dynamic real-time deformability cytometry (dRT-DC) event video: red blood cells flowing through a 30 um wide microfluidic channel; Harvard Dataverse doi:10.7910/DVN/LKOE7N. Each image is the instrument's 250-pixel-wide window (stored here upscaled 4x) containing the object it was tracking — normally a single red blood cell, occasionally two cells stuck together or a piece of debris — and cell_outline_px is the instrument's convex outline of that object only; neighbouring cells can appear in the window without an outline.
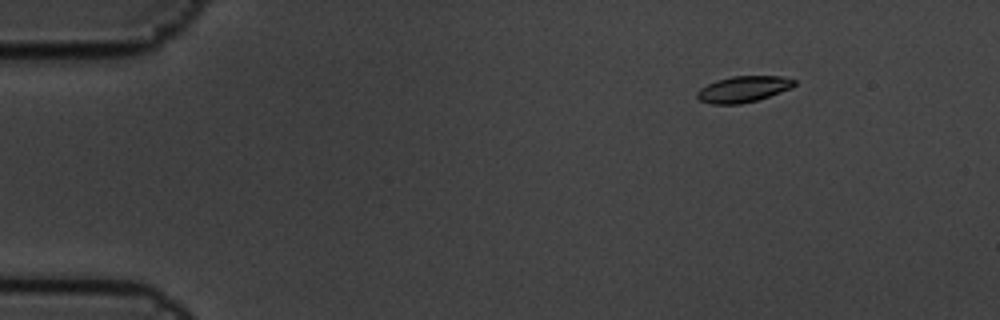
{"species": "common noctule bat (a hibernating species)", "species_latin": "Nyctalus noctula", "temperature_condition": "cold", "stored_images_in_passage": 5, "camera_frame_rate_fps": 3000, "um_per_image_px": 0.085, "animal": {"sex": "male", "body_mass_g": 19.5, "forearm_length_mm": 54.6}, "frame": {"image": 1, "passage_image": 2, "time_ms": 0.333, "image_size_px": [1000, 320], "cell_outline_px": [[796, 84], [792, 88], [756, 100], [740, 104], [712, 104], [700, 100], [696, 96], [696, 92], [700, 88], [716, 80], [732, 76], [784, 76], [796, 80]], "centroid_in_image_um": [63.19, 7.57], "position_along_channel_um": 21.8, "area_um2": 14.8}}
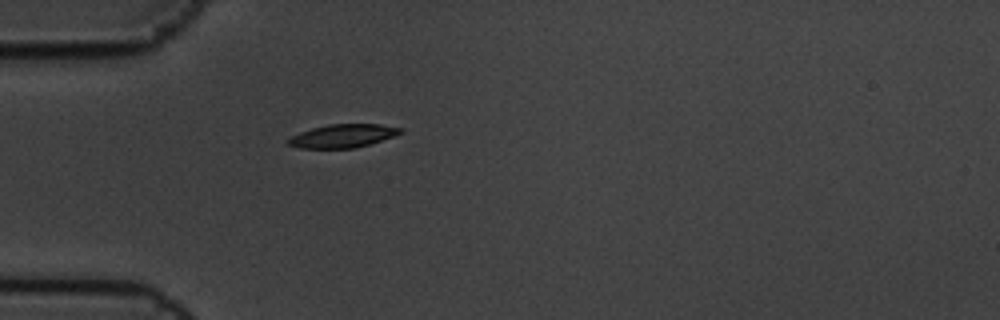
{"frame": {"image": 2, "passage_image": 5, "time_ms": 1.333, "image_size_px": [1000, 320], "cell_outline_px": [[404, 132], [396, 136], [356, 148], [300, 148], [288, 144], [288, 136], [312, 128], [328, 124], [380, 124], [404, 128]], "centroid_in_image_um": [29.18, 11.54], "position_along_channel_um": 55.8, "area_um2": 15.43}}